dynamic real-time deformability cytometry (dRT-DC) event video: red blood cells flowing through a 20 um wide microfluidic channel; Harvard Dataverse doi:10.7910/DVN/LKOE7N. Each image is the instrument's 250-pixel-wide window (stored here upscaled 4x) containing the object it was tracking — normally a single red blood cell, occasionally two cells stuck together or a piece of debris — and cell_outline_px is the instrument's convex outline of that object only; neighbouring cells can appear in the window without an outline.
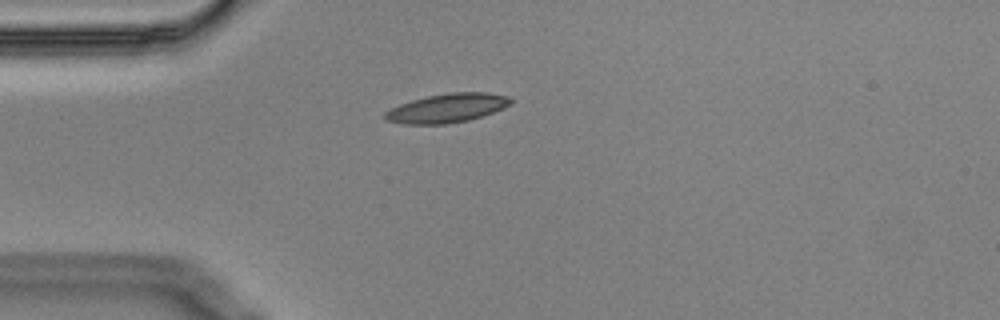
{"species": "Egyptian fruit bat (a non-hibernating species)", "species_latin": "Rousettus aegyptiacus", "temperature_condition": "cold", "stored_images_in_passage": 43, "camera_frame_rate_fps": 3000, "um_per_image_px": 0.085, "animal": {"sex": "male"}, "frame": {"image": 1, "passage_image": 1, "time_ms": 0.0, "image_size_px": [1000, 320], "cell_outline_px": [[516, 100], [512, 104], [504, 108], [468, 120], [448, 124], [404, 124], [384, 120], [384, 112], [400, 104], [412, 100], [428, 96], [448, 92], [488, 92], [508, 96]], "centroid_in_image_um": [38.03, 9.18], "position_along_channel_um": 47.0, "area_um2": 21.33}}
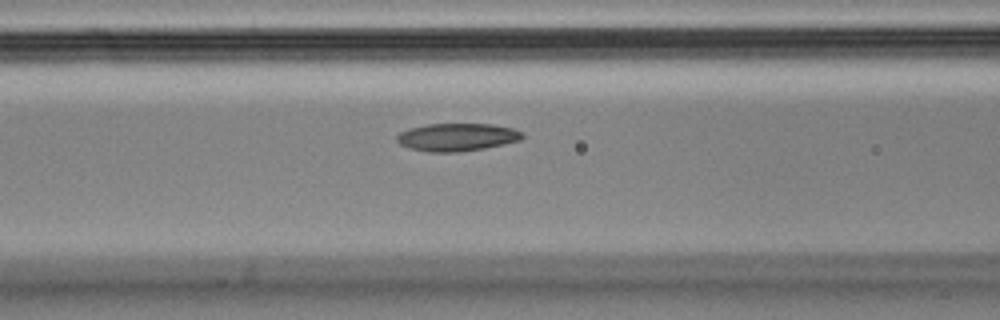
{"frame": {"image": 2, "passage_image": 9, "time_ms": 2.667, "image_size_px": [1000, 320], "cell_outline_px": [[524, 136], [520, 140], [504, 144], [484, 148], [460, 152], [428, 152], [408, 148], [400, 144], [396, 140], [396, 136], [400, 132], [408, 128], [428, 124], [492, 124], [512, 128], [524, 132]], "centroid_in_image_um": [38.83, 11.66], "position_along_channel_um": 127.8, "area_um2": 20.46}}
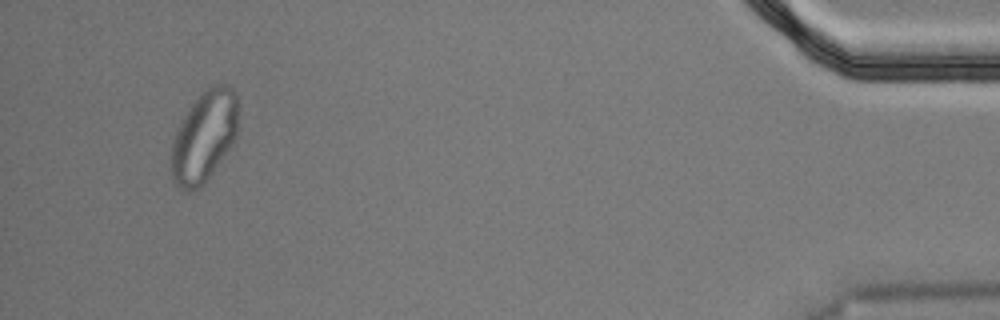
{"frame": {"image": 3, "passage_image": 40, "time_ms": 13.0, "image_size_px": [1000, 320], "cell_outline_px": [[236, 136], [232, 144], [212, 172], [200, 188], [192, 192], [188, 192], [180, 188], [172, 180], [172, 144], [176, 132], [184, 116], [192, 104], [212, 84], [228, 84], [236, 92]], "centroid_in_image_um": [17.34, 11.63], "position_along_channel_um": 417.9, "area_um2": 34.74}, "authors_computed_cell_mechanics": {"area_um2": 21.3282, "velocity_mm_per_s": 3.5202, "shape_relaxation_time_tau1_ms": null, "shape_relaxation_time_tau2_ms": 4.2692, "deformation_change_tau1": null, "deformation_change_tau2": 0.0925}}